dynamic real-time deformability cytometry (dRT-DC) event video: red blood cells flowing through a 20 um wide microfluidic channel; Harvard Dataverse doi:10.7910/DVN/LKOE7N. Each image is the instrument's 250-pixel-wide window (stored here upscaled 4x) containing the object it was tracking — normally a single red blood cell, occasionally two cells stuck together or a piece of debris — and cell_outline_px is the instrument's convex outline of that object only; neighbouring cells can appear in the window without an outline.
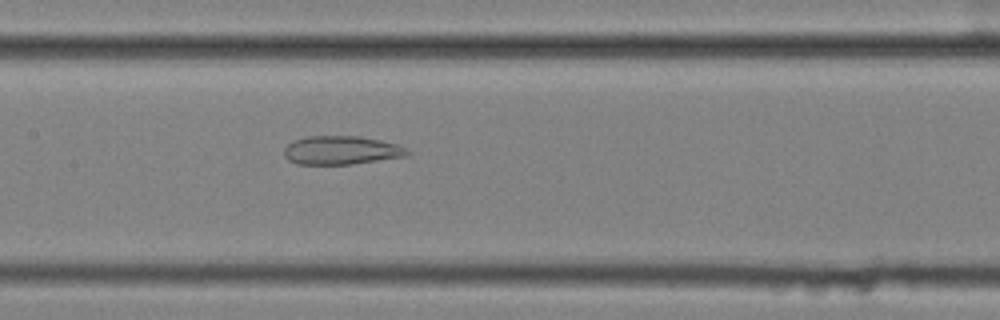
{"species": "common noctule bat (a hibernating species)", "species_latin": "Nyctalus noctula", "temperature_condition": "cold", "stored_images_in_passage": 56, "camera_frame_rate_fps": 3000, "um_per_image_px": 0.085, "animal": {"sex": "female", "body_mass_g": 25.1}, "frame": {"image": 1, "passage_image": 28, "time_ms": 9.0, "image_size_px": [1000, 320], "cell_outline_px": [[408, 152], [404, 156], [352, 164], [296, 164], [288, 160], [284, 156], [284, 148], [292, 140], [308, 136], [360, 136], [380, 140], [396, 144], [404, 148]], "centroid_in_image_um": [28.92, 12.77], "position_along_channel_um": 178.5, "area_um2": 20.35}}
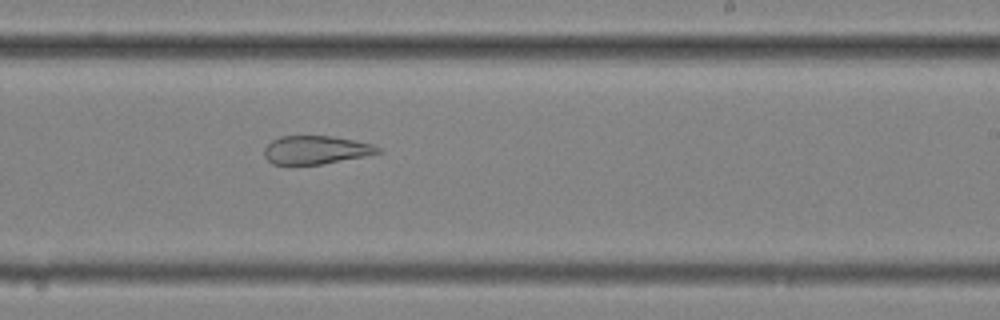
{"frame": {"image": 2, "passage_image": 35, "time_ms": 11.333, "image_size_px": [1000, 320], "cell_outline_px": [[384, 152], [364, 156], [320, 164], [272, 164], [264, 156], [264, 148], [272, 140], [280, 136], [332, 136], [372, 144], [380, 148]], "centroid_in_image_um": [26.84, 12.74], "position_along_channel_um": 262.2, "area_um2": 18.61}}
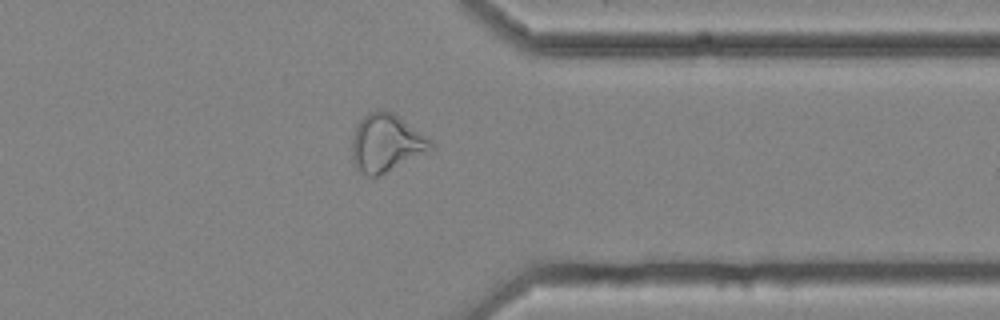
{"frame": {"image": 3, "passage_image": 45, "time_ms": 14.667, "image_size_px": [1000, 320], "cell_outline_px": [[436, 148], [428, 152], [376, 176], [368, 176], [360, 172], [356, 168], [352, 160], [352, 136], [360, 120], [368, 112], [376, 108], [384, 108], [392, 112], [428, 136], [436, 144]], "centroid_in_image_um": [32.85, 12.12], "position_along_channel_um": 378.6, "area_um2": 26.76}, "authors_computed_cell_mechanics": {"area_um2": 28.033, "velocity_mm_per_s": 3.6021, "shape_relaxation_time_tau1_ms": null, "shape_relaxation_time_tau2_ms": 2.9039, "deformation_change_tau1": null, "deformation_change_tau2": 0.1147}}